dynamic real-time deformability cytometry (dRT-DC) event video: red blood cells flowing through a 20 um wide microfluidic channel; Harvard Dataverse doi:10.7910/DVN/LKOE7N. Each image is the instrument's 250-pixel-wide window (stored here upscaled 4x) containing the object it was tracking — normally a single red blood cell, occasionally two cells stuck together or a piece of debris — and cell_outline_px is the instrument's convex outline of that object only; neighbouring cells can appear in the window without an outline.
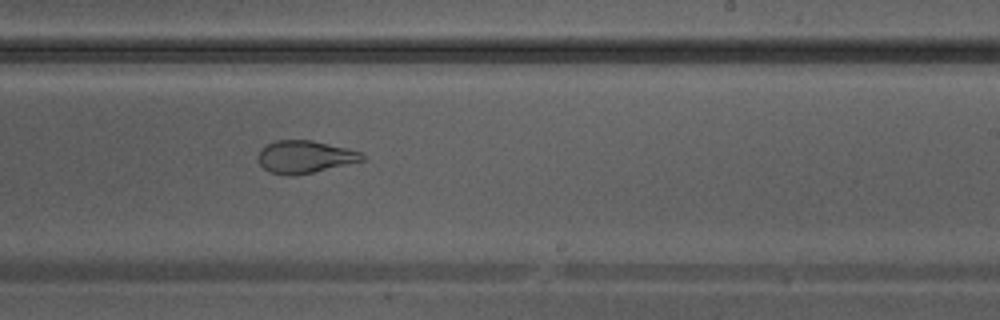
{"species": "Egyptian fruit bat (a non-hibernating species)", "species_latin": "Rousettus aegyptiacus", "temperature_condition": "warm", "stored_images_in_passage": 37, "camera_frame_rate_fps": 3000, "um_per_image_px": 0.085, "animal": {"sex": "male"}, "frame": {"image": 1, "passage_image": 22, "time_ms": 7.0, "image_size_px": [1000, 320], "cell_outline_px": [[364, 160], [312, 172], [292, 176], [288, 176], [268, 172], [260, 164], [256, 156], [260, 148], [276, 140], [312, 140], [348, 148], [360, 152], [364, 156]], "centroid_in_image_um": [25.85, 13.33], "position_along_channel_um": 263.1, "area_um2": 19.71}}